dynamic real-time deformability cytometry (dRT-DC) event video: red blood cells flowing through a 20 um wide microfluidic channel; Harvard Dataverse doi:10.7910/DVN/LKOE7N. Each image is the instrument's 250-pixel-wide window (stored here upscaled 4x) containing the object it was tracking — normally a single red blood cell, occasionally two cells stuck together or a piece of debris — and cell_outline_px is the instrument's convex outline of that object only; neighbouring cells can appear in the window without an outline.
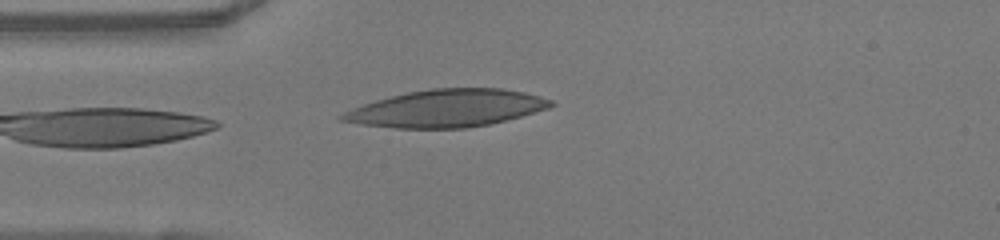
{"species": "human", "species_latin": "Homo sapiens", "temperature_condition": "warm", "stored_images_in_passage": 38, "camera_frame_rate_fps": 3000, "um_per_image_px": 0.085, "donor": {"sex": "female"}, "frame": {"image": 1, "passage_image": 1, "time_ms": 0.0, "image_size_px": [1000, 240], "cell_outline_px": [[556, 104], [548, 108], [520, 116], [488, 124], [468, 128], [396, 128], [360, 124], [340, 120], [336, 116], [344, 112], [364, 104], [376, 100], [408, 92], [432, 88], [500, 88], [524, 92], [540, 96], [552, 100]], "centroid_in_image_um": [37.96, 9.21], "position_along_channel_um": 47.0, "area_um2": 45.14}}
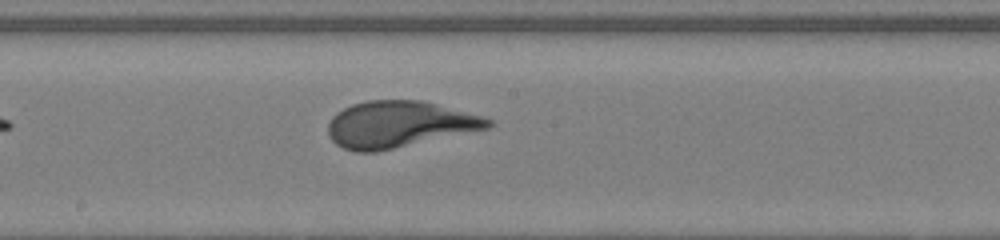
{"frame": {"image": 2, "passage_image": 14, "time_ms": 4.333, "image_size_px": [1000, 240], "cell_outline_px": [[492, 124], [488, 128], [376, 152], [356, 152], [344, 148], [336, 144], [332, 140], [328, 132], [328, 124], [332, 116], [336, 112], [352, 104], [368, 100], [420, 100], [436, 104], [480, 116], [492, 120]], "centroid_in_image_um": [33.86, 10.57], "position_along_channel_um": 214.3, "area_um2": 42.77}}
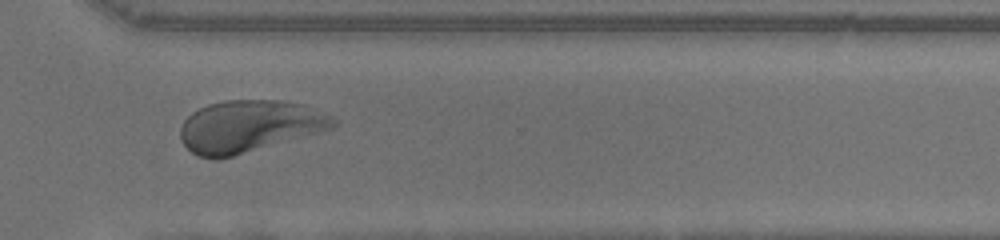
{"frame": {"image": 3, "passage_image": 24, "time_ms": 7.667, "image_size_px": [1000, 240], "cell_outline_px": [[336, 124], [332, 128], [232, 156], [216, 160], [212, 160], [200, 156], [192, 152], [180, 140], [180, 128], [184, 120], [192, 112], [208, 104], [224, 100], [280, 100], [300, 104], [332, 116], [336, 120]], "centroid_in_image_um": [21.12, 10.73], "position_along_channel_um": 349.5, "area_um2": 45.78}, "authors_computed_cell_mechanics": {"area_um2": 43.1766, "velocity_mm_per_s": 4.0619, "shape_relaxation_time_tau1_ms": 2.9793, "shape_relaxation_time_tau2_ms": 0.7935, "deformation_change_tau1": 0.1684, "deformation_change_tau2": 0.0807}}